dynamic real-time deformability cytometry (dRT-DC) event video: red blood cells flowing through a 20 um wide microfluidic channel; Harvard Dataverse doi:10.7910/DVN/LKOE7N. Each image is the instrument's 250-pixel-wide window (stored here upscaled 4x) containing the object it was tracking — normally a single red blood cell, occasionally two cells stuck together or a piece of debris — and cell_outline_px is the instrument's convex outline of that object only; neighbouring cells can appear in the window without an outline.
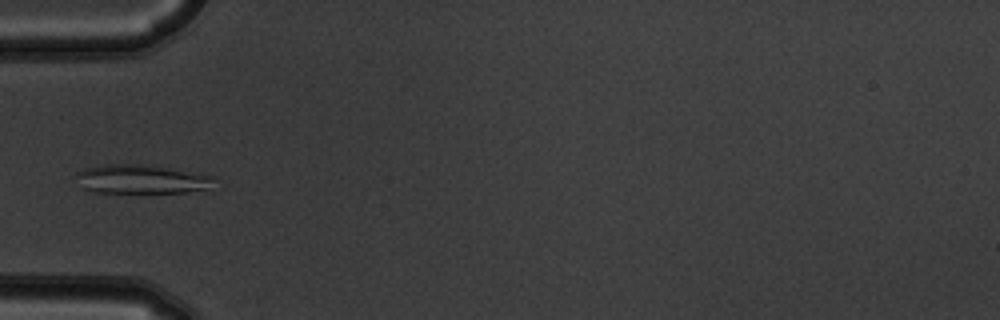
{"species": "common noctule bat (a hibernating species)", "species_latin": "Nyctalus noctula", "temperature_condition": "warm", "stored_images_in_passage": 8, "camera_frame_rate_fps": 3000, "um_per_image_px": 0.085, "animal": {"sex": "male", "body_mass_g": 19.5, "forearm_length_mm": 54.6}, "frame": {"image": 1, "passage_image": 4, "time_ms": 1.0, "image_size_px": [1000, 320], "cell_outline_px": [[212, 176], [208, 188], [184, 192], [96, 192], [80, 188], [76, 176], [76, 172], [84, 168], [100, 164], [140, 164], [168, 168]], "centroid_in_image_um": [11.86, 15.22], "position_along_channel_um": 73.1, "area_um2": 22.83}}
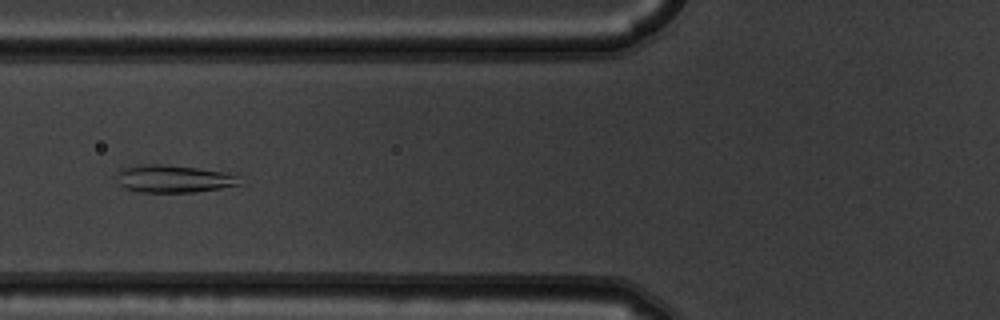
{"frame": {"image": 2, "passage_image": 5, "time_ms": 1.333, "image_size_px": [1000, 320], "cell_outline_px": [[244, 184], [196, 192], [140, 192], [124, 188], [116, 180], [116, 172], [120, 168], [136, 164], [160, 164], [200, 168], [224, 172], [236, 176]], "centroid_in_image_um": [14.7, 15.19], "position_along_channel_um": 111.1, "area_um2": 20.0}}
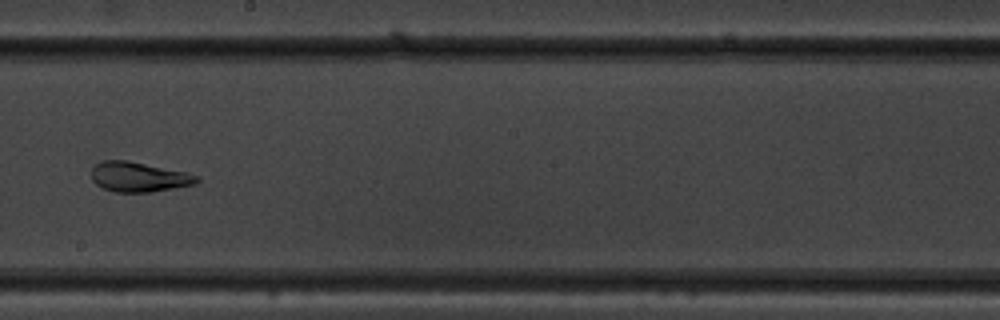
{"frame": {"image": 3, "passage_image": 8, "time_ms": 2.333, "image_size_px": [1000, 320], "cell_outline_px": [[200, 180], [196, 184], [152, 192], [116, 192], [104, 188], [96, 184], [92, 180], [92, 168], [96, 164], [104, 160], [124, 160], [188, 172], [200, 176]], "centroid_in_image_um": [11.84, 15.04], "position_along_channel_um": 236.4, "area_um2": 18.32}}